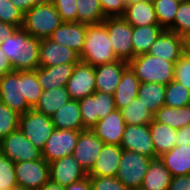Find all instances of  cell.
<instances>
[{"instance_id":"cell-33","label":"cell","mask_w":190,"mask_h":190,"mask_svg":"<svg viewBox=\"0 0 190 190\" xmlns=\"http://www.w3.org/2000/svg\"><path fill=\"white\" fill-rule=\"evenodd\" d=\"M166 86L159 83H140L138 97L147 109L154 115L165 105Z\"/></svg>"},{"instance_id":"cell-16","label":"cell","mask_w":190,"mask_h":190,"mask_svg":"<svg viewBox=\"0 0 190 190\" xmlns=\"http://www.w3.org/2000/svg\"><path fill=\"white\" fill-rule=\"evenodd\" d=\"M104 144L91 129L80 132L73 156L87 173L93 168Z\"/></svg>"},{"instance_id":"cell-17","label":"cell","mask_w":190,"mask_h":190,"mask_svg":"<svg viewBox=\"0 0 190 190\" xmlns=\"http://www.w3.org/2000/svg\"><path fill=\"white\" fill-rule=\"evenodd\" d=\"M79 54L73 49L63 46L50 38L40 40L39 66H56L61 64H77Z\"/></svg>"},{"instance_id":"cell-28","label":"cell","mask_w":190,"mask_h":190,"mask_svg":"<svg viewBox=\"0 0 190 190\" xmlns=\"http://www.w3.org/2000/svg\"><path fill=\"white\" fill-rule=\"evenodd\" d=\"M171 180V173L158 157L152 159L140 188L143 190H168Z\"/></svg>"},{"instance_id":"cell-36","label":"cell","mask_w":190,"mask_h":190,"mask_svg":"<svg viewBox=\"0 0 190 190\" xmlns=\"http://www.w3.org/2000/svg\"><path fill=\"white\" fill-rule=\"evenodd\" d=\"M180 0H154L153 5L159 25L168 30L173 24Z\"/></svg>"},{"instance_id":"cell-34","label":"cell","mask_w":190,"mask_h":190,"mask_svg":"<svg viewBox=\"0 0 190 190\" xmlns=\"http://www.w3.org/2000/svg\"><path fill=\"white\" fill-rule=\"evenodd\" d=\"M77 22L86 25L100 24L105 20L100 0H77Z\"/></svg>"},{"instance_id":"cell-30","label":"cell","mask_w":190,"mask_h":190,"mask_svg":"<svg viewBox=\"0 0 190 190\" xmlns=\"http://www.w3.org/2000/svg\"><path fill=\"white\" fill-rule=\"evenodd\" d=\"M71 100L66 87L43 90L40 99L33 110L47 116H52L63 104Z\"/></svg>"},{"instance_id":"cell-18","label":"cell","mask_w":190,"mask_h":190,"mask_svg":"<svg viewBox=\"0 0 190 190\" xmlns=\"http://www.w3.org/2000/svg\"><path fill=\"white\" fill-rule=\"evenodd\" d=\"M50 165V180L62 187L85 179L87 172L79 165L73 155L62 157Z\"/></svg>"},{"instance_id":"cell-32","label":"cell","mask_w":190,"mask_h":190,"mask_svg":"<svg viewBox=\"0 0 190 190\" xmlns=\"http://www.w3.org/2000/svg\"><path fill=\"white\" fill-rule=\"evenodd\" d=\"M153 119L176 130L181 129L190 124V105L176 108L164 105L155 112Z\"/></svg>"},{"instance_id":"cell-14","label":"cell","mask_w":190,"mask_h":190,"mask_svg":"<svg viewBox=\"0 0 190 190\" xmlns=\"http://www.w3.org/2000/svg\"><path fill=\"white\" fill-rule=\"evenodd\" d=\"M187 49V40L184 37L164 30L152 44L148 54L176 63Z\"/></svg>"},{"instance_id":"cell-52","label":"cell","mask_w":190,"mask_h":190,"mask_svg":"<svg viewBox=\"0 0 190 190\" xmlns=\"http://www.w3.org/2000/svg\"><path fill=\"white\" fill-rule=\"evenodd\" d=\"M12 71L13 68L11 66V63L5 57L4 52L0 49V77Z\"/></svg>"},{"instance_id":"cell-49","label":"cell","mask_w":190,"mask_h":190,"mask_svg":"<svg viewBox=\"0 0 190 190\" xmlns=\"http://www.w3.org/2000/svg\"><path fill=\"white\" fill-rule=\"evenodd\" d=\"M190 146V124L177 130L176 146Z\"/></svg>"},{"instance_id":"cell-15","label":"cell","mask_w":190,"mask_h":190,"mask_svg":"<svg viewBox=\"0 0 190 190\" xmlns=\"http://www.w3.org/2000/svg\"><path fill=\"white\" fill-rule=\"evenodd\" d=\"M120 147L123 150L136 152L152 159L156 158L149 124L126 125Z\"/></svg>"},{"instance_id":"cell-1","label":"cell","mask_w":190,"mask_h":190,"mask_svg":"<svg viewBox=\"0 0 190 190\" xmlns=\"http://www.w3.org/2000/svg\"><path fill=\"white\" fill-rule=\"evenodd\" d=\"M40 40L23 28L0 43V49L11 63L14 71H33L39 66Z\"/></svg>"},{"instance_id":"cell-19","label":"cell","mask_w":190,"mask_h":190,"mask_svg":"<svg viewBox=\"0 0 190 190\" xmlns=\"http://www.w3.org/2000/svg\"><path fill=\"white\" fill-rule=\"evenodd\" d=\"M126 123L119 109H115L105 118H102L91 129L105 144L120 145Z\"/></svg>"},{"instance_id":"cell-24","label":"cell","mask_w":190,"mask_h":190,"mask_svg":"<svg viewBox=\"0 0 190 190\" xmlns=\"http://www.w3.org/2000/svg\"><path fill=\"white\" fill-rule=\"evenodd\" d=\"M51 117L55 129L83 131L80 106L77 100H70L63 104Z\"/></svg>"},{"instance_id":"cell-23","label":"cell","mask_w":190,"mask_h":190,"mask_svg":"<svg viewBox=\"0 0 190 190\" xmlns=\"http://www.w3.org/2000/svg\"><path fill=\"white\" fill-rule=\"evenodd\" d=\"M76 64L38 67L35 71L43 90L66 87Z\"/></svg>"},{"instance_id":"cell-38","label":"cell","mask_w":190,"mask_h":190,"mask_svg":"<svg viewBox=\"0 0 190 190\" xmlns=\"http://www.w3.org/2000/svg\"><path fill=\"white\" fill-rule=\"evenodd\" d=\"M42 92L43 89L38 82L36 71H23V95L31 109L36 106Z\"/></svg>"},{"instance_id":"cell-41","label":"cell","mask_w":190,"mask_h":190,"mask_svg":"<svg viewBox=\"0 0 190 190\" xmlns=\"http://www.w3.org/2000/svg\"><path fill=\"white\" fill-rule=\"evenodd\" d=\"M17 186L14 162L0 153V189L11 190Z\"/></svg>"},{"instance_id":"cell-55","label":"cell","mask_w":190,"mask_h":190,"mask_svg":"<svg viewBox=\"0 0 190 190\" xmlns=\"http://www.w3.org/2000/svg\"><path fill=\"white\" fill-rule=\"evenodd\" d=\"M11 190H28L27 188L17 186L15 188H12Z\"/></svg>"},{"instance_id":"cell-9","label":"cell","mask_w":190,"mask_h":190,"mask_svg":"<svg viewBox=\"0 0 190 190\" xmlns=\"http://www.w3.org/2000/svg\"><path fill=\"white\" fill-rule=\"evenodd\" d=\"M0 153L14 163L42 159V150L34 146L19 128L0 141Z\"/></svg>"},{"instance_id":"cell-53","label":"cell","mask_w":190,"mask_h":190,"mask_svg":"<svg viewBox=\"0 0 190 190\" xmlns=\"http://www.w3.org/2000/svg\"><path fill=\"white\" fill-rule=\"evenodd\" d=\"M39 190H65V187H62L59 184L49 180Z\"/></svg>"},{"instance_id":"cell-27","label":"cell","mask_w":190,"mask_h":190,"mask_svg":"<svg viewBox=\"0 0 190 190\" xmlns=\"http://www.w3.org/2000/svg\"><path fill=\"white\" fill-rule=\"evenodd\" d=\"M159 158L172 177L190 175V146H175Z\"/></svg>"},{"instance_id":"cell-57","label":"cell","mask_w":190,"mask_h":190,"mask_svg":"<svg viewBox=\"0 0 190 190\" xmlns=\"http://www.w3.org/2000/svg\"><path fill=\"white\" fill-rule=\"evenodd\" d=\"M130 190H143V189H141V188H136V189H130Z\"/></svg>"},{"instance_id":"cell-3","label":"cell","mask_w":190,"mask_h":190,"mask_svg":"<svg viewBox=\"0 0 190 190\" xmlns=\"http://www.w3.org/2000/svg\"><path fill=\"white\" fill-rule=\"evenodd\" d=\"M140 83L168 85L174 80L175 63L148 53L134 57L129 63Z\"/></svg>"},{"instance_id":"cell-40","label":"cell","mask_w":190,"mask_h":190,"mask_svg":"<svg viewBox=\"0 0 190 190\" xmlns=\"http://www.w3.org/2000/svg\"><path fill=\"white\" fill-rule=\"evenodd\" d=\"M20 115L0 102V141L19 127Z\"/></svg>"},{"instance_id":"cell-10","label":"cell","mask_w":190,"mask_h":190,"mask_svg":"<svg viewBox=\"0 0 190 190\" xmlns=\"http://www.w3.org/2000/svg\"><path fill=\"white\" fill-rule=\"evenodd\" d=\"M0 102L22 115L31 108L23 95V71H12L0 77Z\"/></svg>"},{"instance_id":"cell-46","label":"cell","mask_w":190,"mask_h":190,"mask_svg":"<svg viewBox=\"0 0 190 190\" xmlns=\"http://www.w3.org/2000/svg\"><path fill=\"white\" fill-rule=\"evenodd\" d=\"M103 14L106 17H122L125 12L124 0H100Z\"/></svg>"},{"instance_id":"cell-37","label":"cell","mask_w":190,"mask_h":190,"mask_svg":"<svg viewBox=\"0 0 190 190\" xmlns=\"http://www.w3.org/2000/svg\"><path fill=\"white\" fill-rule=\"evenodd\" d=\"M190 105V90L183 84L172 80L166 85L165 106L169 107H185Z\"/></svg>"},{"instance_id":"cell-11","label":"cell","mask_w":190,"mask_h":190,"mask_svg":"<svg viewBox=\"0 0 190 190\" xmlns=\"http://www.w3.org/2000/svg\"><path fill=\"white\" fill-rule=\"evenodd\" d=\"M17 185L39 190L50 180V165L45 159L14 163Z\"/></svg>"},{"instance_id":"cell-54","label":"cell","mask_w":190,"mask_h":190,"mask_svg":"<svg viewBox=\"0 0 190 190\" xmlns=\"http://www.w3.org/2000/svg\"><path fill=\"white\" fill-rule=\"evenodd\" d=\"M137 1H141V0H124L125 6L130 5V4H132V3H134V2H137ZM144 1L153 2L154 0H144Z\"/></svg>"},{"instance_id":"cell-56","label":"cell","mask_w":190,"mask_h":190,"mask_svg":"<svg viewBox=\"0 0 190 190\" xmlns=\"http://www.w3.org/2000/svg\"><path fill=\"white\" fill-rule=\"evenodd\" d=\"M188 50L190 51V39L187 41Z\"/></svg>"},{"instance_id":"cell-47","label":"cell","mask_w":190,"mask_h":190,"mask_svg":"<svg viewBox=\"0 0 190 190\" xmlns=\"http://www.w3.org/2000/svg\"><path fill=\"white\" fill-rule=\"evenodd\" d=\"M168 190H190V175L172 177Z\"/></svg>"},{"instance_id":"cell-12","label":"cell","mask_w":190,"mask_h":190,"mask_svg":"<svg viewBox=\"0 0 190 190\" xmlns=\"http://www.w3.org/2000/svg\"><path fill=\"white\" fill-rule=\"evenodd\" d=\"M80 132L55 129L42 149V158L50 164L62 157L73 155Z\"/></svg>"},{"instance_id":"cell-42","label":"cell","mask_w":190,"mask_h":190,"mask_svg":"<svg viewBox=\"0 0 190 190\" xmlns=\"http://www.w3.org/2000/svg\"><path fill=\"white\" fill-rule=\"evenodd\" d=\"M24 13L10 0H0V21L22 28Z\"/></svg>"},{"instance_id":"cell-4","label":"cell","mask_w":190,"mask_h":190,"mask_svg":"<svg viewBox=\"0 0 190 190\" xmlns=\"http://www.w3.org/2000/svg\"><path fill=\"white\" fill-rule=\"evenodd\" d=\"M63 23L55 6L50 3H37L24 14L22 28L31 36L42 40L49 38Z\"/></svg>"},{"instance_id":"cell-35","label":"cell","mask_w":190,"mask_h":190,"mask_svg":"<svg viewBox=\"0 0 190 190\" xmlns=\"http://www.w3.org/2000/svg\"><path fill=\"white\" fill-rule=\"evenodd\" d=\"M120 111L126 125H147L153 121V114L140 101L138 96Z\"/></svg>"},{"instance_id":"cell-7","label":"cell","mask_w":190,"mask_h":190,"mask_svg":"<svg viewBox=\"0 0 190 190\" xmlns=\"http://www.w3.org/2000/svg\"><path fill=\"white\" fill-rule=\"evenodd\" d=\"M18 128L40 150L44 148L47 139L55 130L50 116L33 109L20 115Z\"/></svg>"},{"instance_id":"cell-8","label":"cell","mask_w":190,"mask_h":190,"mask_svg":"<svg viewBox=\"0 0 190 190\" xmlns=\"http://www.w3.org/2000/svg\"><path fill=\"white\" fill-rule=\"evenodd\" d=\"M83 128L92 129L99 120L116 109L113 95L95 91L78 100Z\"/></svg>"},{"instance_id":"cell-2","label":"cell","mask_w":190,"mask_h":190,"mask_svg":"<svg viewBox=\"0 0 190 190\" xmlns=\"http://www.w3.org/2000/svg\"><path fill=\"white\" fill-rule=\"evenodd\" d=\"M80 61L98 66L117 61L111 39L103 23L87 25L84 47L79 54Z\"/></svg>"},{"instance_id":"cell-20","label":"cell","mask_w":190,"mask_h":190,"mask_svg":"<svg viewBox=\"0 0 190 190\" xmlns=\"http://www.w3.org/2000/svg\"><path fill=\"white\" fill-rule=\"evenodd\" d=\"M86 30V24L79 22H63L53 31L49 38L80 54L84 47Z\"/></svg>"},{"instance_id":"cell-44","label":"cell","mask_w":190,"mask_h":190,"mask_svg":"<svg viewBox=\"0 0 190 190\" xmlns=\"http://www.w3.org/2000/svg\"><path fill=\"white\" fill-rule=\"evenodd\" d=\"M77 0H52L63 22H77Z\"/></svg>"},{"instance_id":"cell-6","label":"cell","mask_w":190,"mask_h":190,"mask_svg":"<svg viewBox=\"0 0 190 190\" xmlns=\"http://www.w3.org/2000/svg\"><path fill=\"white\" fill-rule=\"evenodd\" d=\"M152 158L123 150L116 178L128 189L140 188Z\"/></svg>"},{"instance_id":"cell-13","label":"cell","mask_w":190,"mask_h":190,"mask_svg":"<svg viewBox=\"0 0 190 190\" xmlns=\"http://www.w3.org/2000/svg\"><path fill=\"white\" fill-rule=\"evenodd\" d=\"M66 89L71 100H80L96 91L95 67L79 61L69 78Z\"/></svg>"},{"instance_id":"cell-48","label":"cell","mask_w":190,"mask_h":190,"mask_svg":"<svg viewBox=\"0 0 190 190\" xmlns=\"http://www.w3.org/2000/svg\"><path fill=\"white\" fill-rule=\"evenodd\" d=\"M24 14L37 3H50L52 0H10Z\"/></svg>"},{"instance_id":"cell-43","label":"cell","mask_w":190,"mask_h":190,"mask_svg":"<svg viewBox=\"0 0 190 190\" xmlns=\"http://www.w3.org/2000/svg\"><path fill=\"white\" fill-rule=\"evenodd\" d=\"M174 80L190 90V51H187L175 63Z\"/></svg>"},{"instance_id":"cell-5","label":"cell","mask_w":190,"mask_h":190,"mask_svg":"<svg viewBox=\"0 0 190 190\" xmlns=\"http://www.w3.org/2000/svg\"><path fill=\"white\" fill-rule=\"evenodd\" d=\"M102 23L108 31L117 59L129 63L134 58L133 26L123 17H106Z\"/></svg>"},{"instance_id":"cell-21","label":"cell","mask_w":190,"mask_h":190,"mask_svg":"<svg viewBox=\"0 0 190 190\" xmlns=\"http://www.w3.org/2000/svg\"><path fill=\"white\" fill-rule=\"evenodd\" d=\"M129 64L122 60L95 66L96 91L113 95Z\"/></svg>"},{"instance_id":"cell-22","label":"cell","mask_w":190,"mask_h":190,"mask_svg":"<svg viewBox=\"0 0 190 190\" xmlns=\"http://www.w3.org/2000/svg\"><path fill=\"white\" fill-rule=\"evenodd\" d=\"M122 151L120 145L104 144L88 177H116Z\"/></svg>"},{"instance_id":"cell-26","label":"cell","mask_w":190,"mask_h":190,"mask_svg":"<svg viewBox=\"0 0 190 190\" xmlns=\"http://www.w3.org/2000/svg\"><path fill=\"white\" fill-rule=\"evenodd\" d=\"M122 17L132 26L159 25L153 2L137 1L125 7Z\"/></svg>"},{"instance_id":"cell-31","label":"cell","mask_w":190,"mask_h":190,"mask_svg":"<svg viewBox=\"0 0 190 190\" xmlns=\"http://www.w3.org/2000/svg\"><path fill=\"white\" fill-rule=\"evenodd\" d=\"M164 31L160 25L133 26L132 43L134 57L148 53L152 44Z\"/></svg>"},{"instance_id":"cell-50","label":"cell","mask_w":190,"mask_h":190,"mask_svg":"<svg viewBox=\"0 0 190 190\" xmlns=\"http://www.w3.org/2000/svg\"><path fill=\"white\" fill-rule=\"evenodd\" d=\"M17 29V26L0 21V43L4 41L8 36L14 34Z\"/></svg>"},{"instance_id":"cell-51","label":"cell","mask_w":190,"mask_h":190,"mask_svg":"<svg viewBox=\"0 0 190 190\" xmlns=\"http://www.w3.org/2000/svg\"><path fill=\"white\" fill-rule=\"evenodd\" d=\"M65 190H92L90 179L87 176L85 179H82L78 182L72 183L71 185L65 187Z\"/></svg>"},{"instance_id":"cell-29","label":"cell","mask_w":190,"mask_h":190,"mask_svg":"<svg viewBox=\"0 0 190 190\" xmlns=\"http://www.w3.org/2000/svg\"><path fill=\"white\" fill-rule=\"evenodd\" d=\"M150 136L154 145L156 158L162 154L169 152L176 146L177 130L156 122L154 119L149 124Z\"/></svg>"},{"instance_id":"cell-25","label":"cell","mask_w":190,"mask_h":190,"mask_svg":"<svg viewBox=\"0 0 190 190\" xmlns=\"http://www.w3.org/2000/svg\"><path fill=\"white\" fill-rule=\"evenodd\" d=\"M139 85L140 81L136 77L135 72L128 66L124 70L120 83L113 94L116 109L121 110L125 108L138 96Z\"/></svg>"},{"instance_id":"cell-45","label":"cell","mask_w":190,"mask_h":190,"mask_svg":"<svg viewBox=\"0 0 190 190\" xmlns=\"http://www.w3.org/2000/svg\"><path fill=\"white\" fill-rule=\"evenodd\" d=\"M92 190H130L116 177H89Z\"/></svg>"},{"instance_id":"cell-39","label":"cell","mask_w":190,"mask_h":190,"mask_svg":"<svg viewBox=\"0 0 190 190\" xmlns=\"http://www.w3.org/2000/svg\"><path fill=\"white\" fill-rule=\"evenodd\" d=\"M168 30L184 37L187 41L190 39V1L180 2L174 24Z\"/></svg>"}]
</instances>
